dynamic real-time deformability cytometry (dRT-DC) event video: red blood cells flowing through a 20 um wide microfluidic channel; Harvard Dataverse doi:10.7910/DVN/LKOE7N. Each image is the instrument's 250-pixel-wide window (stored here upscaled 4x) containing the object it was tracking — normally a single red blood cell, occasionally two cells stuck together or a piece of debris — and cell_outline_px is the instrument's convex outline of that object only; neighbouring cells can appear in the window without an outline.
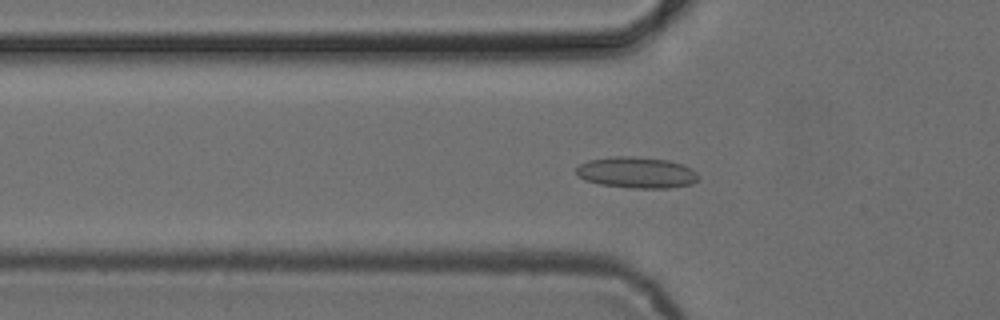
{"species": "common noctule bat (a hibernating species)", "species_latin": "Nyctalus noctula", "temperature_condition": "cold", "stored_images_in_passage": 53, "camera_frame_rate_fps": 3000, "um_per_image_px": 0.085, "animal": {"sex": "female", "body_mass_g": 24.6, "forearm_length_mm": 56.2}, "frame": {"image": 1, "passage_image": 18, "time_ms": 5.667, "image_size_px": [1000, 320], "cell_outline_px": [[700, 180], [692, 184], [668, 188], [632, 188], [600, 184], [584, 180], [576, 176], [576, 168], [580, 164], [588, 160], [612, 156], [632, 156], [668, 160], [684, 164], [692, 168], [700, 176]], "centroid_in_image_um": [54.13, 14.66], "position_along_channel_um": 71.7, "area_um2": 22.54}}
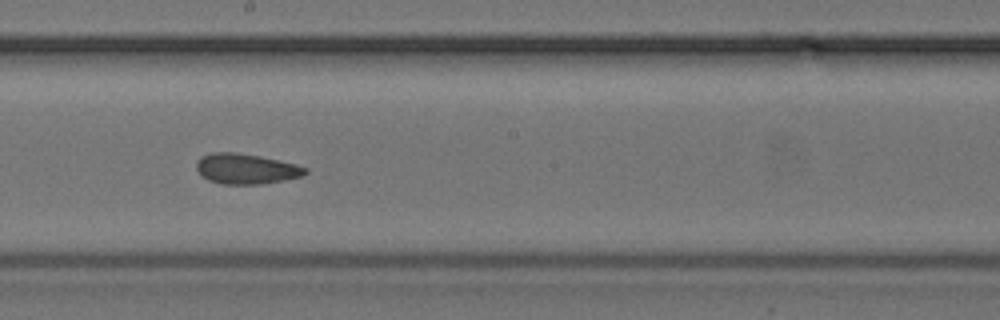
{"frame": {"image": 2, "passage_image": 30, "time_ms": 9.667, "image_size_px": [1000, 320], "cell_outline_px": [[308, 172], [300, 176], [260, 184], [220, 184], [208, 180], [196, 168], [196, 160], [200, 156], [212, 152], [236, 152], [260, 156], [296, 164], [308, 168]], "centroid_in_image_um": [20.88, 14.33], "position_along_channel_um": 227.3, "area_um2": 19.13}}
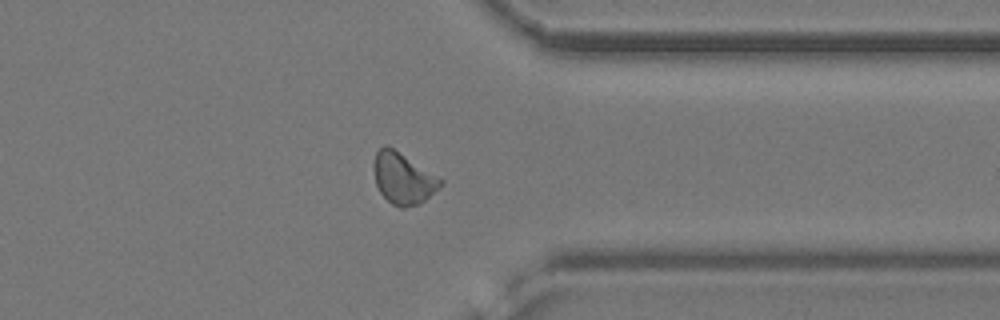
{"frame": {"image": 3, "passage_image": 42, "time_ms": 13.667, "image_size_px": [1000, 320], "cell_outline_px": [[444, 184], [440, 188], [420, 204], [404, 208], [400, 208], [392, 204], [380, 192], [376, 184], [372, 168], [372, 164], [376, 152], [384, 144], [388, 144], [444, 180]], "centroid_in_image_um": [34.26, 15.15], "position_along_channel_um": 377.1, "area_um2": 20.29}, "authors_computed_cell_mechanics": {"area_um2": 19.5942, "velocity_mm_per_s": 3.873, "shape_relaxation_time_tau1_ms": 9.6286, "shape_relaxation_time_tau2_ms": 2.6497, "deformation_change_tau1": 0.1387, "deformation_change_tau2": 0.0795}}